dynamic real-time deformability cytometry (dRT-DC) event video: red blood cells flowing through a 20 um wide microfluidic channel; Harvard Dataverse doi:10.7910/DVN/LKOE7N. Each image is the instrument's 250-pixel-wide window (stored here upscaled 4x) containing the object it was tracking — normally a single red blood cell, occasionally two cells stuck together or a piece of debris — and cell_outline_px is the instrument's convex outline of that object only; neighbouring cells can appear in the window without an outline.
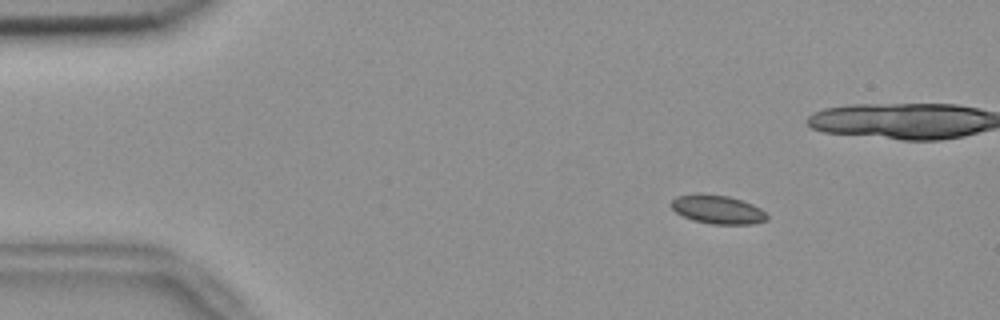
{"species": "common noctule bat (a hibernating species)", "species_latin": "Nyctalus noctula", "temperature_condition": "room temperature", "stored_images_in_passage": 57, "camera_frame_rate_fps": 3000, "um_per_image_px": 0.085, "animal": {"sex": "female", "body_mass_g": 18.4}, "frame": {"image": 1, "passage_image": 9, "time_ms": 2.667, "image_size_px": [1000, 320], "cell_outline_px": [[768, 220], [752, 224], [712, 224], [692, 220], [676, 212], [672, 208], [672, 200], [676, 196], [696, 192], [700, 192], [728, 196], [752, 204], [760, 208], [768, 216]], "centroid_in_image_um": [60.98, 17.79], "position_along_channel_um": 24.0, "area_um2": 16.13}}
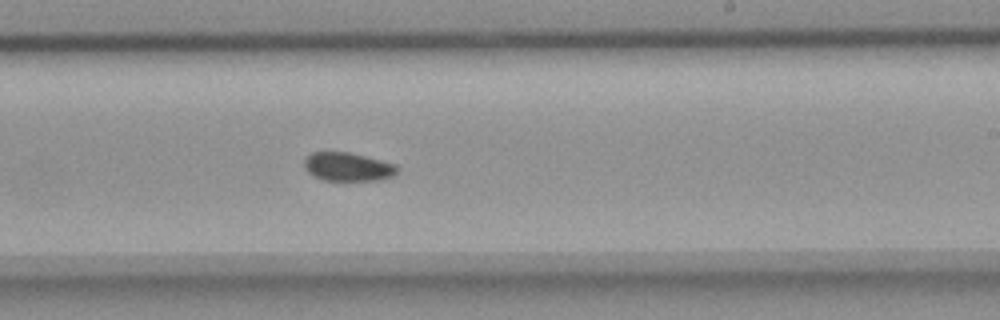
{"frame": {"image": 2, "passage_image": 34, "time_ms": 11.0, "image_size_px": [1000, 320], "cell_outline_px": [[400, 168], [392, 176], [380, 180], [324, 180], [308, 172], [304, 168], [304, 160], [312, 152], [348, 152], [396, 164]], "centroid_in_image_um": [29.58, 14.18], "position_along_channel_um": 259.4, "area_um2": 15.32}}
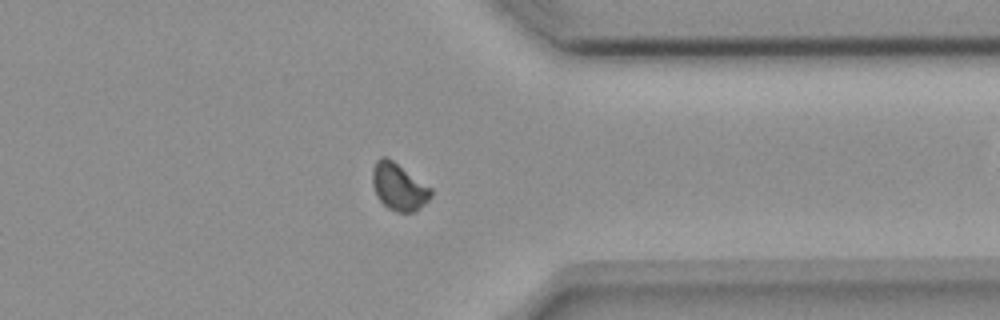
{"frame": {"image": 3, "passage_image": 44, "time_ms": 14.333, "image_size_px": [1000, 320], "cell_outline_px": [[432, 196], [420, 208], [412, 212], [396, 212], [388, 208], [376, 196], [372, 184], [372, 168], [376, 160], [380, 156], [384, 156], [392, 160], [432, 188]], "centroid_in_image_um": [33.88, 15.87], "position_along_channel_um": 377.5, "area_um2": 16.07}, "authors_computed_cell_mechanics": {"area_um2": 15.895, "velocity_mm_per_s": 3.6991, "shape_relaxation_time_tau1_ms": null, "shape_relaxation_time_tau2_ms": 7.6956, "deformation_change_tau1": null, "deformation_change_tau2": 0.0772}}